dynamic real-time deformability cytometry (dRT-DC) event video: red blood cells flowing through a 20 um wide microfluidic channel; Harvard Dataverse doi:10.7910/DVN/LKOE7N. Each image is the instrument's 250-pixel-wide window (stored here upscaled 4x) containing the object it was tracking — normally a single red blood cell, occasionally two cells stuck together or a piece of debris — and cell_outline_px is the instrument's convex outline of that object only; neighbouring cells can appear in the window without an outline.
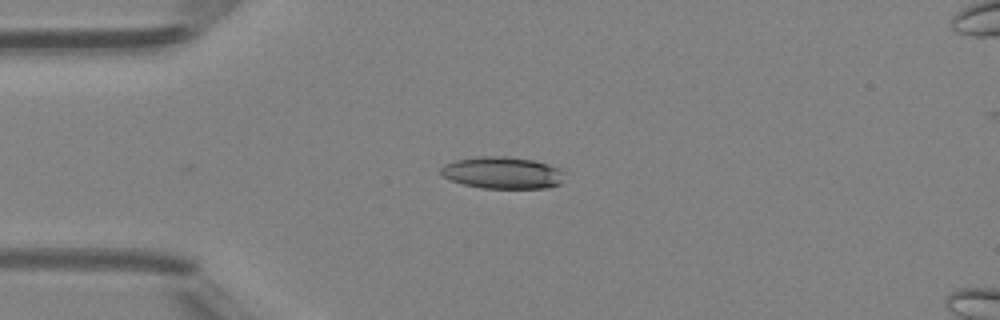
{"species": "Egyptian fruit bat (a non-hibernating species)", "species_latin": "Rousettus aegyptiacus", "temperature_condition": "room temperature", "stored_images_in_passage": 36, "camera_frame_rate_fps": 3000, "um_per_image_px": 0.085, "animal": {"sex": "female"}, "frame": {"image": 1, "passage_image": 1, "time_ms": 0.0, "image_size_px": [1000, 320], "cell_outline_px": [[560, 184], [548, 188], [480, 188], [464, 184], [440, 176], [440, 168], [444, 164], [456, 160], [480, 156], [504, 156], [532, 160], [548, 164], [560, 168]], "centroid_in_image_um": [42.64, 14.68], "position_along_channel_um": 42.4, "area_um2": 22.83}}
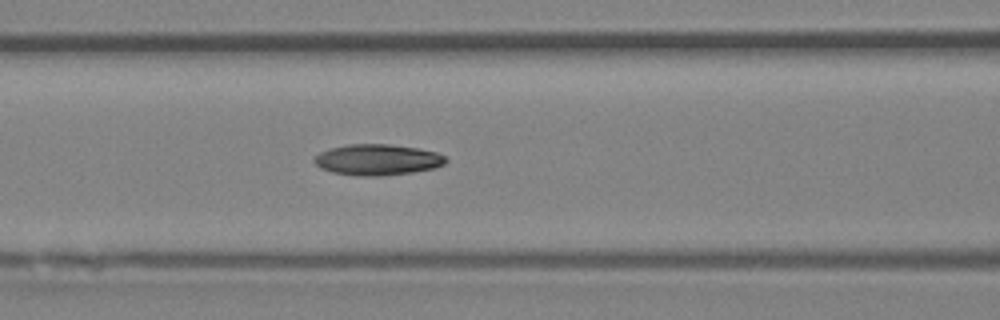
{"frame": {"image": 2, "passage_image": 9, "time_ms": 2.667, "image_size_px": [1000, 320], "cell_outline_px": [[448, 160], [444, 164], [432, 168], [412, 172], [384, 176], [356, 176], [332, 172], [320, 168], [312, 160], [320, 152], [332, 148], [348, 144], [388, 144], [416, 148], [436, 152], [444, 156]], "centroid_in_image_um": [32.06, 13.58], "position_along_channel_um": 134.5, "area_um2": 23.64}}
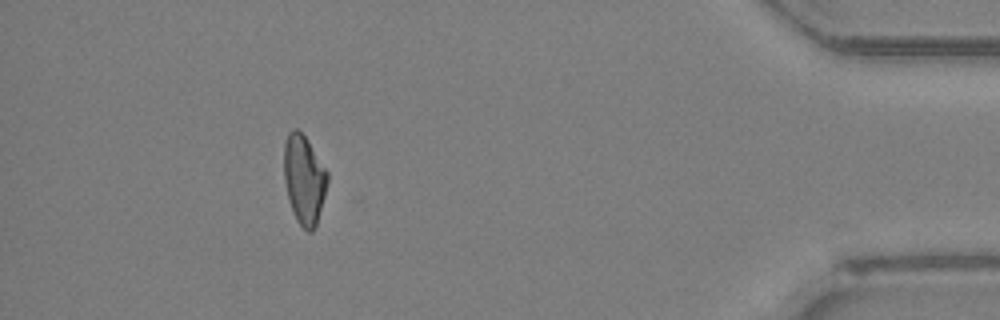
{"frame": {"image": 3, "passage_image": 32, "time_ms": 10.333, "image_size_px": [1000, 320], "cell_outline_px": [[328, 180], [324, 196], [316, 224], [312, 232], [308, 232], [296, 220], [288, 200], [284, 180], [284, 144], [288, 132], [292, 128], [296, 128], [304, 136], [328, 172]], "centroid_in_image_um": [25.82, 15.25], "position_along_channel_um": 409.4, "area_um2": 22.31}, "authors_computed_cell_mechanics": {"area_um2": 22.7732, "velocity_mm_per_s": 4.3295, "shape_relaxation_time_tau1_ms": 5.7504, "shape_relaxation_time_tau2_ms": null, "deformation_change_tau1": 0.1581, "deformation_change_tau2": null}}